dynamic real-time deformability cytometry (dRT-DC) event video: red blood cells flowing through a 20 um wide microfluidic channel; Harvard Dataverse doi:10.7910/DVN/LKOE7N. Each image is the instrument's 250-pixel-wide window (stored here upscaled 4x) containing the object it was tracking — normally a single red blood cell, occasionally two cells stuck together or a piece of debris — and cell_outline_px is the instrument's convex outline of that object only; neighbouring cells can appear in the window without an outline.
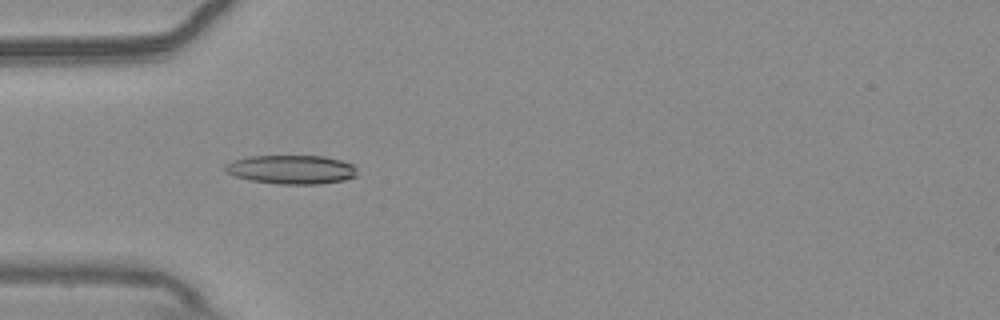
{"species": "common noctule bat (a hibernating species)", "species_latin": "Nyctalus noctula", "temperature_condition": "warm", "stored_images_in_passage": 18, "camera_frame_rate_fps": 3000, "um_per_image_px": 0.085, "animal": {"sex": "male", "body_mass_g": 20.4}, "frame": {"image": 1, "passage_image": 4, "time_ms": 1.0, "image_size_px": [1000, 320], "cell_outline_px": [[356, 176], [344, 180], [320, 184], [280, 184], [252, 180], [236, 176], [228, 172], [224, 168], [224, 164], [232, 160], [248, 156], [324, 156], [340, 160], [352, 164], [356, 168]], "centroid_in_image_um": [24.77, 14.4], "position_along_channel_um": 60.2, "area_um2": 22.14}}
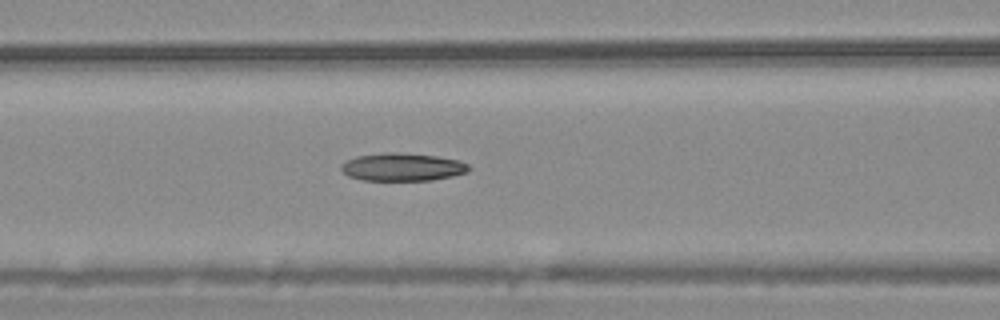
{"frame": {"image": 2, "passage_image": 10, "time_ms": 3.0, "image_size_px": [1000, 320], "cell_outline_px": [[472, 168], [468, 172], [452, 176], [432, 180], [360, 180], [348, 176], [340, 168], [340, 164], [356, 156], [388, 152], [396, 152], [436, 156], [460, 160], [468, 164]], "centroid_in_image_um": [34.22, 14.2], "position_along_channel_um": 132.4, "area_um2": 20.81}}
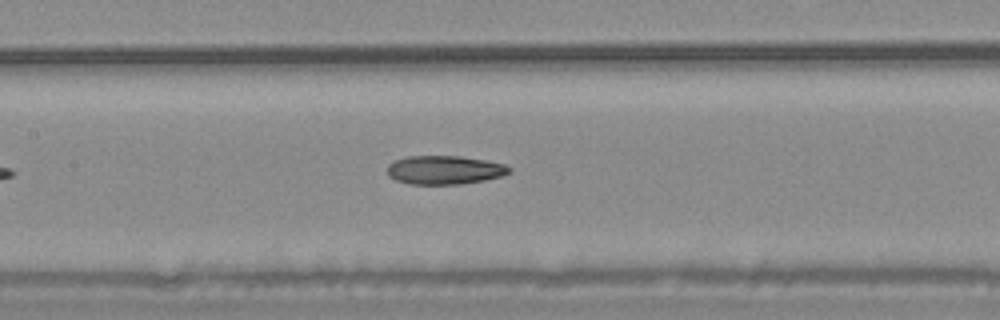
{"frame": {"image": 3, "passage_image": 13, "time_ms": 4.0, "image_size_px": [1000, 320], "cell_outline_px": [[512, 172], [504, 176], [484, 180], [460, 184], [408, 184], [396, 180], [388, 176], [388, 164], [396, 160], [408, 156], [460, 156], [484, 160], [504, 164], [512, 168]], "centroid_in_image_um": [37.81, 14.45], "position_along_channel_um": 169.6, "area_um2": 20.46}}